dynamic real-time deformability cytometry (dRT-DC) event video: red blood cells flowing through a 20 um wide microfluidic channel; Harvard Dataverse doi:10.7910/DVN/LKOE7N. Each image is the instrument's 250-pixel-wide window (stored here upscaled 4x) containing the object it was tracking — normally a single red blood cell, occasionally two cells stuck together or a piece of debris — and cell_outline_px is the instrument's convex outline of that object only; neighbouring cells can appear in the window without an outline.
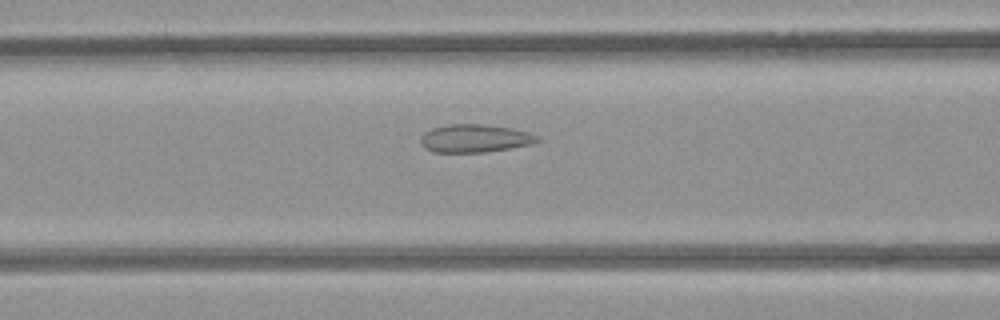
{"species": "common noctule bat (a hibernating species)", "species_latin": "Nyctalus noctula", "temperature_condition": "room temperature", "stored_images_in_passage": 41, "camera_frame_rate_fps": 3000, "um_per_image_px": 0.085, "animal": {"sex": "female", "body_mass_g": 21.9}, "frame": {"image": 1, "passage_image": 16, "time_ms": 5.0, "image_size_px": [1000, 320], "cell_outline_px": [[540, 140], [532, 144], [484, 152], [432, 152], [424, 148], [420, 144], [420, 136], [424, 132], [432, 128], [448, 124], [480, 124], [512, 128], [528, 132], [540, 136]], "centroid_in_image_um": [40.33, 11.76], "position_along_channel_um": 126.3, "area_um2": 19.13}}
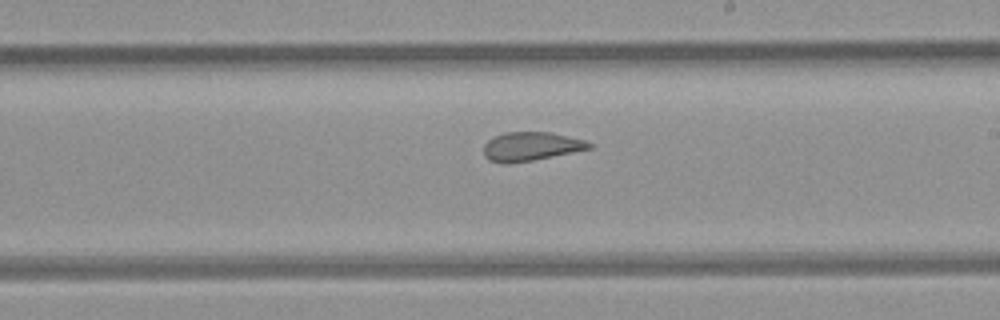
{"frame": {"image": 2, "passage_image": 25, "time_ms": 8.0, "image_size_px": [1000, 320], "cell_outline_px": [[592, 148], [532, 160], [508, 164], [500, 164], [488, 160], [484, 156], [484, 144], [488, 140], [504, 132], [552, 132], [584, 140], [592, 144]], "centroid_in_image_um": [45.09, 12.45], "position_along_channel_um": 243.9, "area_um2": 17.69}}
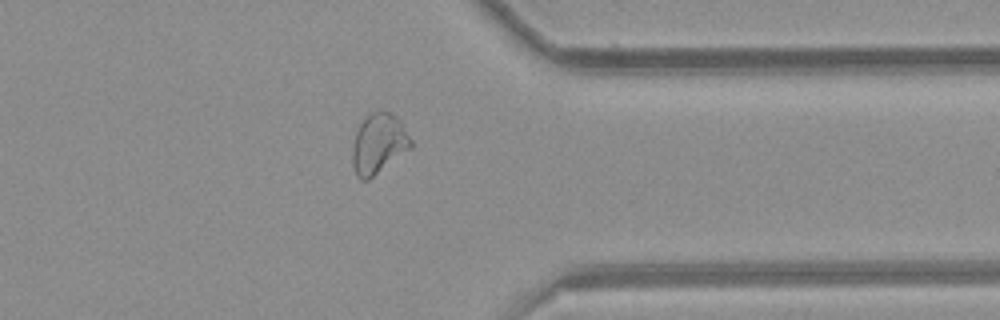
{"frame": {"image": 3, "passage_image": 36, "time_ms": 11.667, "image_size_px": [1000, 320], "cell_outline_px": [[412, 148], [368, 180], [360, 180], [356, 176], [352, 164], [352, 148], [356, 132], [364, 116], [372, 112], [388, 112], [396, 116], [400, 120], [412, 140]], "centroid_in_image_um": [32.18, 12.23], "position_along_channel_um": 379.2, "area_um2": 20.58}}